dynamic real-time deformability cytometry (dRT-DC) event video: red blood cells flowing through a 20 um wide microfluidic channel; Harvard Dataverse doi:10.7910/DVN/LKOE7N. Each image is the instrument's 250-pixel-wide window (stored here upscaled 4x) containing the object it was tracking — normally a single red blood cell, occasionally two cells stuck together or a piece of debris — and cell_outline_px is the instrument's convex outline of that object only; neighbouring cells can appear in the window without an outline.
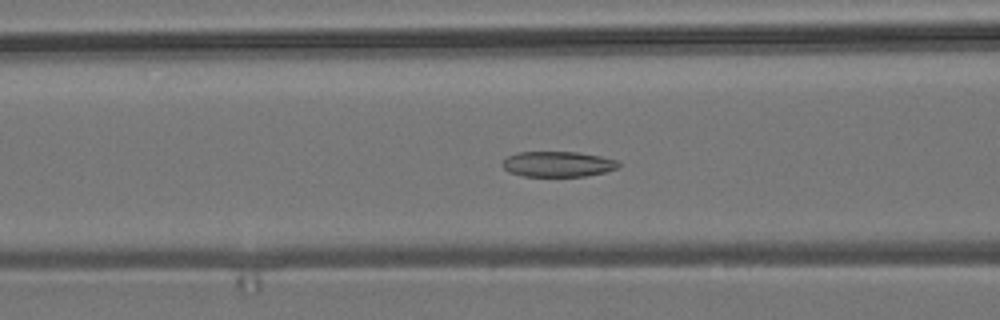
{"species": "common noctule bat (a hibernating species)", "species_latin": "Nyctalus noctula", "temperature_condition": "room temperature", "stored_images_in_passage": 54, "camera_frame_rate_fps": 3000, "um_per_image_px": 0.085, "animal": {"sex": "male", "body_mass_g": 19.2, "forearm_length_mm": 51.8}, "frame": {"image": 1, "passage_image": 21, "time_ms": 6.667, "image_size_px": [1000, 320], "cell_outline_px": [[620, 164], [616, 168], [604, 172], [584, 176], [524, 176], [508, 172], [500, 164], [508, 156], [516, 152], [576, 152], [600, 156], [616, 160]], "centroid_in_image_um": [47.37, 13.94], "position_along_channel_um": 119.2, "area_um2": 17.11}}
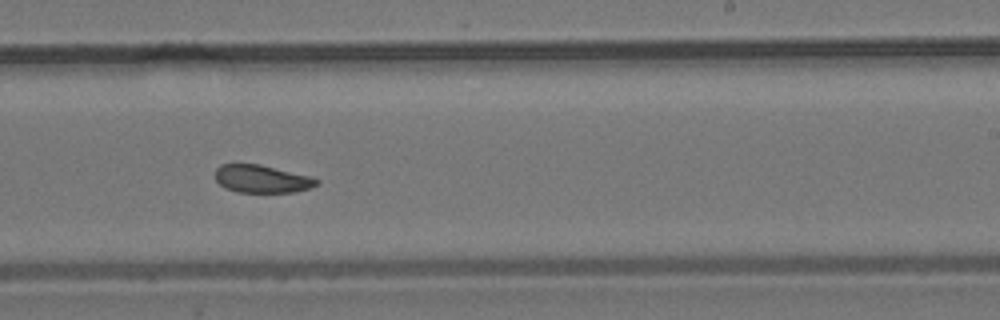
{"frame": {"image": 2, "passage_image": 33, "time_ms": 10.667, "image_size_px": [1000, 320], "cell_outline_px": [[320, 184], [312, 188], [292, 192], [236, 192], [224, 188], [216, 180], [216, 168], [220, 164], [260, 164], [308, 176], [320, 180]], "centroid_in_image_um": [22.26, 15.21], "position_along_channel_um": 266.7, "area_um2": 16.42}}
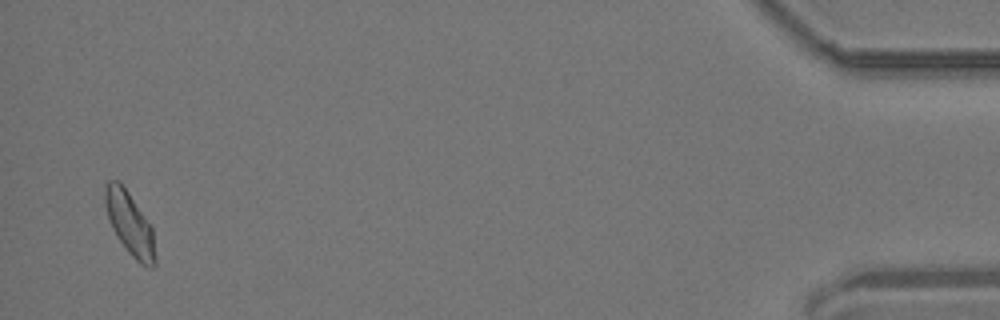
{"frame": {"image": 3, "passage_image": 53, "time_ms": 17.333, "image_size_px": [1000, 320], "cell_outline_px": [[156, 264], [152, 268], [148, 268], [140, 264], [128, 252], [116, 236], [112, 228], [104, 204], [104, 184], [108, 180], [120, 180], [152, 228], [156, 260]], "centroid_in_image_um": [11.01, 19.01], "position_along_channel_um": 424.2, "area_um2": 18.44}, "authors_computed_cell_mechanics": {"area_um2": 17.7735, "velocity_mm_per_s": 3.6915, "shape_relaxation_time_tau1_ms": null, "shape_relaxation_time_tau2_ms": 8.3576, "deformation_change_tau1": null, "deformation_change_tau2": 0.145}}